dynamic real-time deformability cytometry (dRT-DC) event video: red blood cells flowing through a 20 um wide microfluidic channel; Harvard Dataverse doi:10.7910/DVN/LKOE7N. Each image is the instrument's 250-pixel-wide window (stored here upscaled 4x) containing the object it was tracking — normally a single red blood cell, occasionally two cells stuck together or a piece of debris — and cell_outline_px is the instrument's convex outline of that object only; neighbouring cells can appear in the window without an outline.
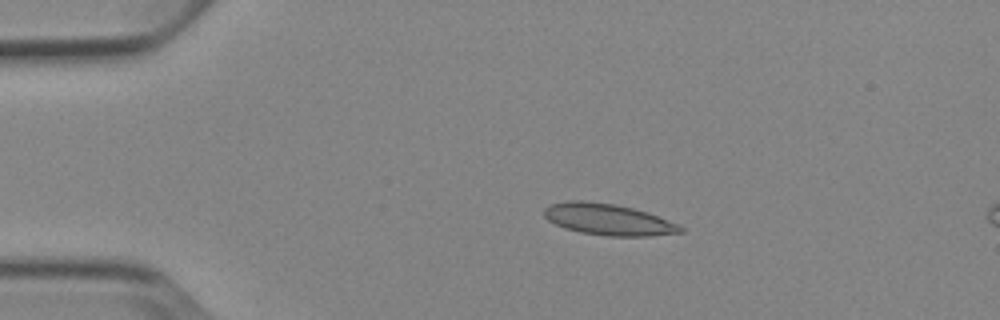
{"species": "Egyptian fruit bat (a non-hibernating species)", "species_latin": "Rousettus aegyptiacus", "temperature_condition": "cold", "stored_images_in_passage": 7, "camera_frame_rate_fps": 3000, "um_per_image_px": 0.085, "animal": {"sex": "female"}, "frame": {"image": 1, "passage_image": 4, "time_ms": 3.333, "image_size_px": [1000, 320], "cell_outline_px": [[684, 232], [648, 236], [608, 236], [580, 232], [564, 228], [548, 220], [544, 216], [544, 208], [548, 204], [568, 200], [584, 200], [616, 204], [648, 212], [676, 224], [684, 228]], "centroid_in_image_um": [51.65, 18.64], "position_along_channel_um": 33.3, "area_um2": 24.97}}
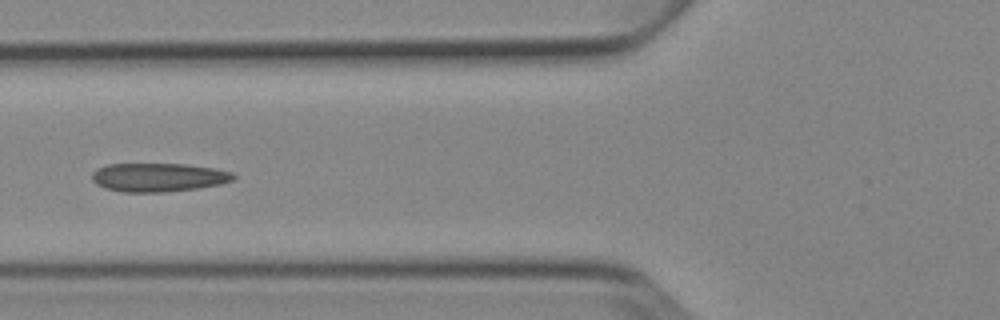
{"frame": {"image": 2, "passage_image": 6, "time_ms": 6.667, "image_size_px": [1000, 320], "cell_outline_px": [[236, 176], [232, 180], [220, 184], [200, 188], [164, 192], [124, 192], [104, 188], [96, 184], [92, 180], [92, 172], [96, 168], [108, 164], [188, 164], [216, 168], [232, 172]], "centroid_in_image_um": [13.46, 15.07], "position_along_channel_um": 112.3, "area_um2": 23.81}}
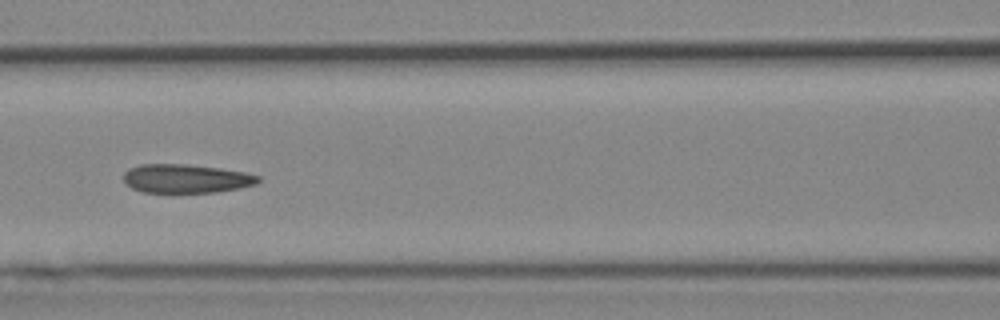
{"frame": {"image": 3, "passage_image": 7, "time_ms": 7.667, "image_size_px": [1000, 320], "cell_outline_px": [[260, 180], [256, 184], [240, 188], [216, 192], [144, 192], [132, 188], [124, 184], [124, 172], [128, 168], [140, 164], [188, 164], [220, 168], [244, 172], [260, 176]], "centroid_in_image_um": [15.8, 15.17], "position_along_channel_um": 150.8, "area_um2": 22.66}}